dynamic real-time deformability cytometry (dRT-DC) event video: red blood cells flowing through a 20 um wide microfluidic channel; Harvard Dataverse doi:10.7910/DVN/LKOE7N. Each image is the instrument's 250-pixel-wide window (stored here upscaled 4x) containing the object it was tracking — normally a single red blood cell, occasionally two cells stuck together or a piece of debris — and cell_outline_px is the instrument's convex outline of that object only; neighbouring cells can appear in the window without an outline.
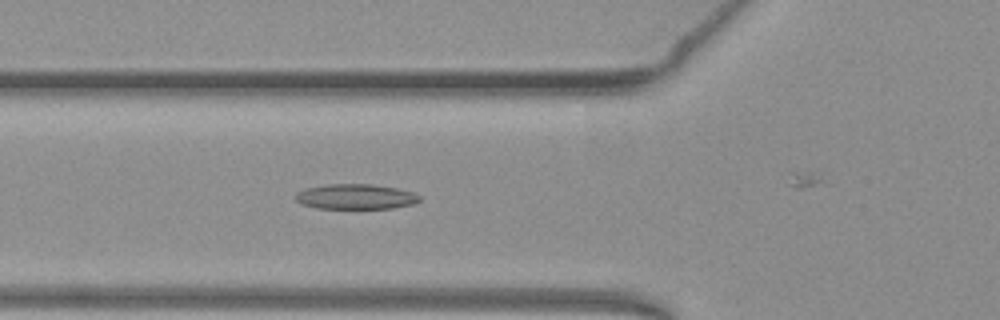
{"species": "common noctule bat (a hibernating species)", "species_latin": "Nyctalus noctula", "temperature_condition": "warm", "stored_images_in_passage": 28, "camera_frame_rate_fps": 3000, "um_per_image_px": 0.085, "animal": {"sex": "female", "body_mass_g": 19.3, "forearm_length_mm": 54.1}, "frame": {"image": 1, "passage_image": 12, "time_ms": 3.667, "image_size_px": [1000, 320], "cell_outline_px": [[420, 200], [412, 204], [392, 208], [316, 208], [300, 204], [296, 200], [296, 192], [308, 188], [328, 184], [372, 184], [396, 188], [412, 192], [420, 196]], "centroid_in_image_um": [30.21, 16.71], "position_along_channel_um": 95.6, "area_um2": 18.03}}
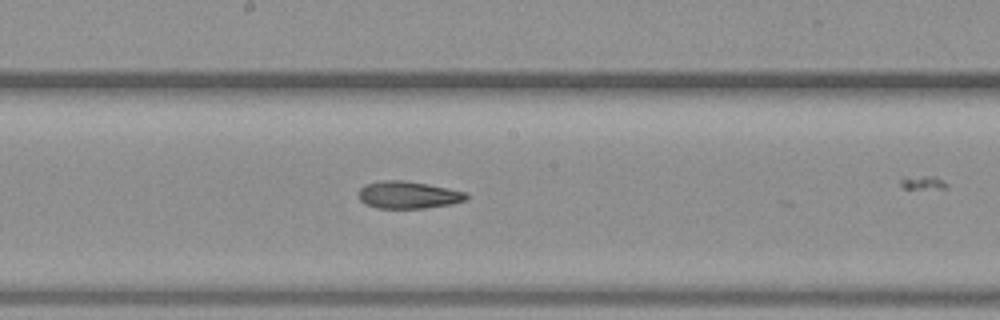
{"frame": {"image": 2, "passage_image": 21, "time_ms": 6.667, "image_size_px": [1000, 320], "cell_outline_px": [[468, 200], [452, 204], [424, 208], [376, 208], [364, 204], [360, 200], [360, 188], [364, 184], [384, 180], [404, 180], [428, 184], [468, 192]], "centroid_in_image_um": [34.73, 16.57], "position_along_channel_um": 213.5, "area_um2": 17.28}}
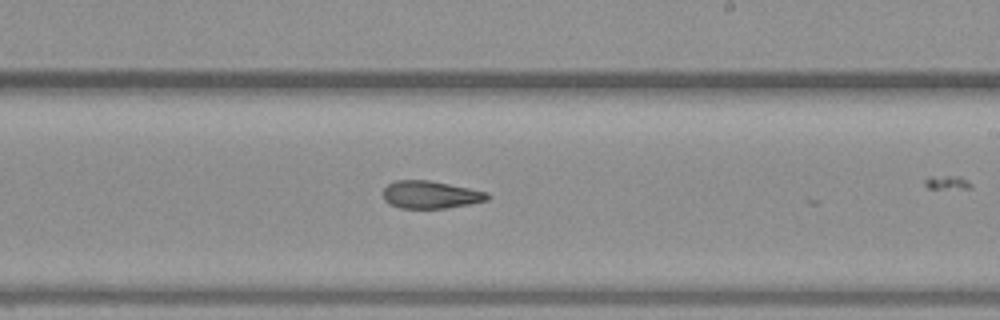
{"frame": {"image": 3, "passage_image": 24, "time_ms": 7.667, "image_size_px": [1000, 320], "cell_outline_px": [[488, 200], [468, 204], [444, 208], [400, 208], [384, 200], [384, 188], [388, 184], [396, 180], [428, 180], [488, 192]], "centroid_in_image_um": [36.58, 16.54], "position_along_channel_um": 252.4, "area_um2": 16.47}}